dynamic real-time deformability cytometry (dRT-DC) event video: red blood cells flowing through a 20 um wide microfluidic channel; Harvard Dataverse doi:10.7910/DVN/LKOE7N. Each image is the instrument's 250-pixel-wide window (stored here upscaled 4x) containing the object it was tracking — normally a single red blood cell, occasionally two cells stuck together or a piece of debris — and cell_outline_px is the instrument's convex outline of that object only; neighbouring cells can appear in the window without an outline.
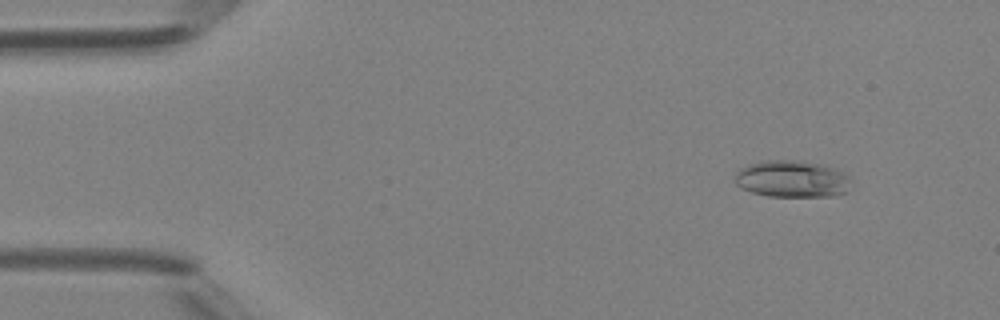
{"species": "Egyptian fruit bat (a non-hibernating species)", "species_latin": "Rousettus aegyptiacus", "temperature_condition": "room temperature", "stored_images_in_passage": 48, "camera_frame_rate_fps": 3000, "um_per_image_px": 0.085, "animal": {"sex": "female"}, "frame": {"image": 1, "passage_image": 5, "time_ms": 1.333, "image_size_px": [1000, 320], "cell_outline_px": [[852, 180], [844, 192], [836, 196], [768, 196], [752, 192], [736, 184], [732, 180], [736, 172], [740, 168], [748, 164], [760, 160], [796, 160], [824, 164], [836, 168], [852, 176]], "centroid_in_image_um": [67.33, 15.19], "position_along_channel_um": 17.7, "area_um2": 25.37}}
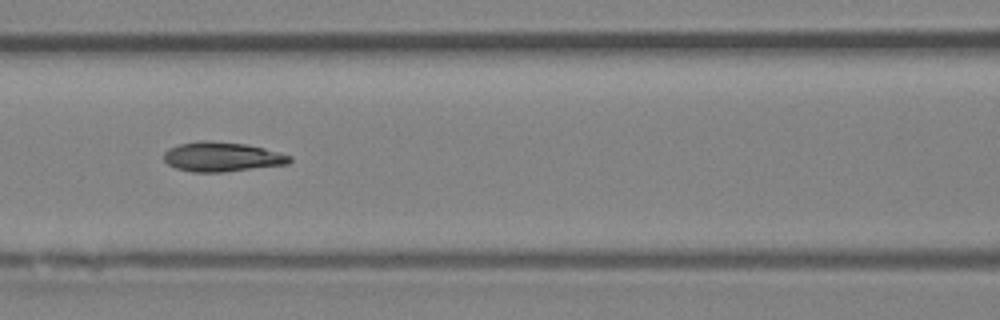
{"frame": {"image": 2, "passage_image": 21, "time_ms": 6.667, "image_size_px": [1000, 320], "cell_outline_px": [[292, 160], [288, 164], [224, 172], [192, 172], [176, 168], [168, 164], [164, 160], [164, 152], [168, 148], [180, 144], [200, 140], [204, 140], [244, 144], [264, 148], [280, 152], [292, 156]], "centroid_in_image_um": [18.87, 13.33], "position_along_channel_um": 147.7, "area_um2": 21.68}}
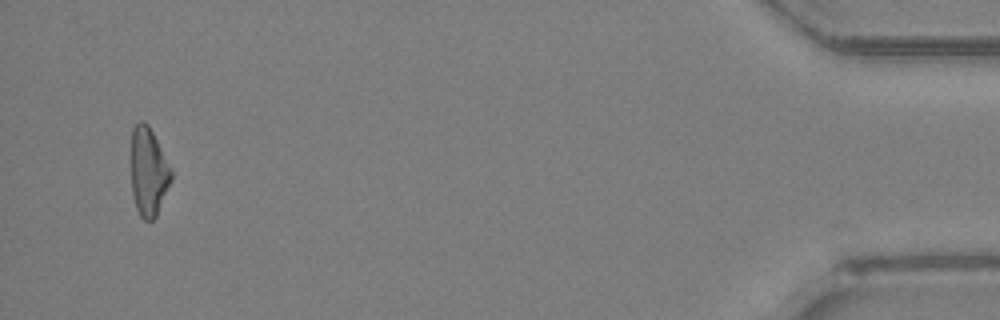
{"frame": {"image": 3, "passage_image": 46, "time_ms": 15.0, "image_size_px": [1000, 320], "cell_outline_px": [[172, 180], [156, 216], [152, 220], [144, 220], [140, 216], [136, 208], [132, 192], [132, 128], [140, 120], [144, 120], [148, 124], [172, 168]], "centroid_in_image_um": [12.64, 14.59], "position_along_channel_um": 422.6, "area_um2": 20.63}, "authors_computed_cell_mechanics": {"area_um2": 21.386, "velocity_mm_per_s": 4.3014, "shape_relaxation_time_tau1_ms": 4.3029, "shape_relaxation_time_tau2_ms": 3.065, "deformation_change_tau1": 0.1514, "deformation_change_tau2": 0.1003}}